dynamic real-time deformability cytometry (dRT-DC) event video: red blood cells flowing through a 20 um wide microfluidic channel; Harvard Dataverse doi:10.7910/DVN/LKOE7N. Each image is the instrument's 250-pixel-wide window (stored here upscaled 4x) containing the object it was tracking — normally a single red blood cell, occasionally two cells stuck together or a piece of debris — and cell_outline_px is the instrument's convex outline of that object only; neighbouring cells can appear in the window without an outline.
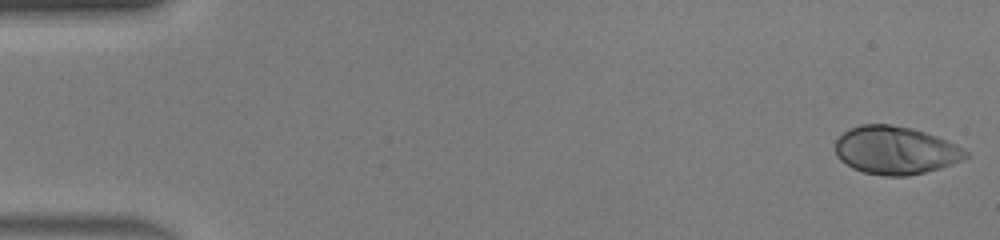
{"species": "human", "species_latin": "Homo sapiens", "temperature_condition": "warm", "stored_images_in_passage": 48, "camera_frame_rate_fps": 3000, "um_per_image_px": 0.085, "donor": {"sex": "male"}, "frame": {"image": 1, "passage_image": 1, "time_ms": 0.0, "image_size_px": [1000, 240], "cell_outline_px": [[968, 156], [952, 164], [940, 168], [908, 176], [884, 176], [864, 172], [852, 168], [840, 160], [836, 156], [836, 140], [848, 128], [860, 124], [888, 124], [912, 128], [936, 136], [956, 144], [968, 152]], "centroid_in_image_um": [76.09, 12.77], "position_along_channel_um": 8.9, "area_um2": 36.41}}
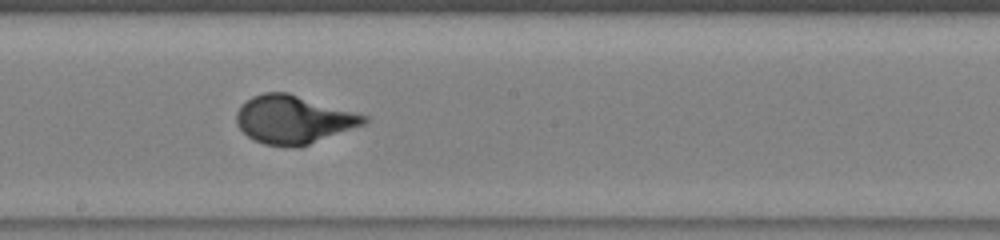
{"frame": {"image": 2, "passage_image": 27, "time_ms": 8.667, "image_size_px": [1000, 240], "cell_outline_px": [[368, 120], [364, 124], [308, 144], [296, 148], [292, 148], [264, 144], [252, 140], [236, 124], [236, 112], [240, 104], [252, 96], [264, 92], [288, 92], [368, 116]], "centroid_in_image_um": [24.89, 10.16], "position_along_channel_um": 223.3, "area_um2": 35.78}}
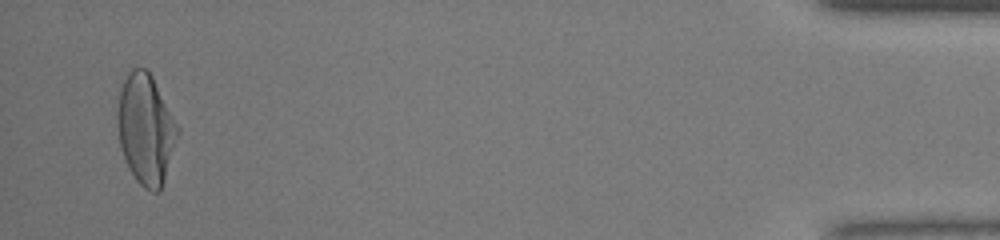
{"frame": {"image": 3, "passage_image": 47, "time_ms": 15.333, "image_size_px": [1000, 240], "cell_outline_px": [[180, 132], [160, 192], [152, 192], [144, 188], [136, 180], [124, 156], [120, 144], [116, 116], [116, 112], [120, 92], [124, 80], [128, 72], [132, 68], [144, 68], [152, 76], [180, 128]], "centroid_in_image_um": [12.4, 10.98], "position_along_channel_um": 422.8, "area_um2": 38.44}, "authors_computed_cell_mechanics": {"area_um2": 35.6048, "velocity_mm_per_s": 4.2238, "shape_relaxation_time_tau1_ms": 3.9102, "shape_relaxation_time_tau2_ms": null, "deformation_change_tau1": 0.2371, "deformation_change_tau2": null}}